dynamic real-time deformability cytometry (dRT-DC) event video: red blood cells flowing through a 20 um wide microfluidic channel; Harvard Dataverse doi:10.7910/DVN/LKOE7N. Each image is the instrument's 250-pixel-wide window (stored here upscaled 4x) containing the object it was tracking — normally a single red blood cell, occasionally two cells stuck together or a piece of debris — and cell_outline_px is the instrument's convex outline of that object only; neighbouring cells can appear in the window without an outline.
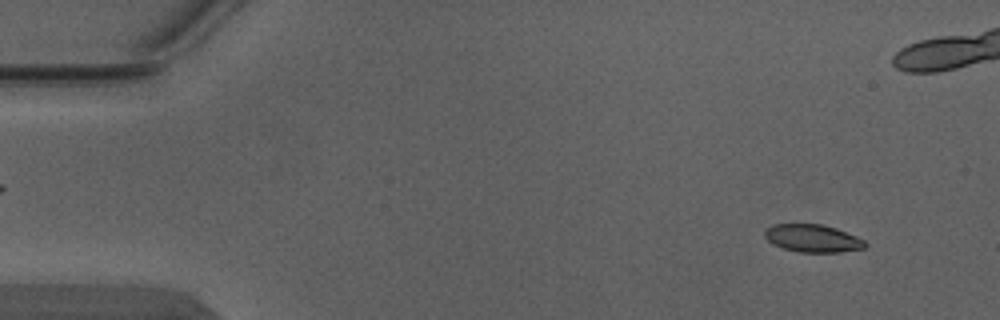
{"species": "Egyptian fruit bat (a non-hibernating species)", "species_latin": "Rousettus aegyptiacus", "temperature_condition": "warm", "stored_images_in_passage": 4, "camera_frame_rate_fps": 3000, "um_per_image_px": 0.085, "animal": {"sex": "male"}, "frame": {"image": 1, "passage_image": 1, "time_ms": 0.0, "image_size_px": [1000, 320], "cell_outline_px": [[868, 244], [864, 248], [840, 252], [800, 252], [784, 248], [772, 244], [764, 236], [764, 228], [772, 224], [820, 224], [836, 228], [856, 236], [864, 240]], "centroid_in_image_um": [69.05, 20.25], "position_along_channel_um": 15.9, "area_um2": 16.24}}